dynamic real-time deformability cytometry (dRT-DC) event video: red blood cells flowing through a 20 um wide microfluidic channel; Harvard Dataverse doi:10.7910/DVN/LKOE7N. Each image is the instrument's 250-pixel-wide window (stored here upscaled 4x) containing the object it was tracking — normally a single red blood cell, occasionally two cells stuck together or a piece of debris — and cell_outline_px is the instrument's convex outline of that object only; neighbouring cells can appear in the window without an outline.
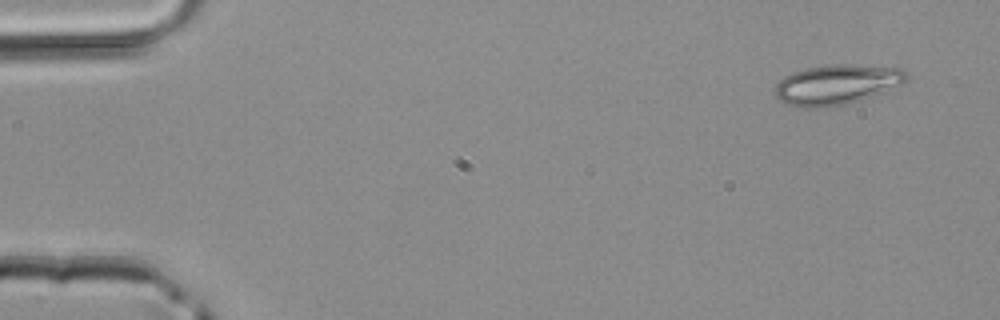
{"species": "common noctule bat (a hibernating species)", "species_latin": "Nyctalus noctula", "temperature_condition": "room temperature", "stored_images_in_passage": 4, "camera_frame_rate_fps": 3000, "um_per_image_px": 0.085, "animal": {"sex": "male", "body_mass_g": 20.4}, "frame": {"image": 1, "passage_image": 1, "time_ms": 0.0, "image_size_px": [1000, 320], "cell_outline_px": [[908, 80], [900, 84], [872, 96], [860, 100], [844, 104], [824, 108], [804, 108], [788, 104], [780, 100], [776, 96], [776, 84], [784, 76], [792, 72], [808, 68], [836, 64], [852, 64], [900, 68], [908, 76]], "centroid_in_image_um": [71.11, 7.19], "position_along_channel_um": 13.9, "area_um2": 30.35}}